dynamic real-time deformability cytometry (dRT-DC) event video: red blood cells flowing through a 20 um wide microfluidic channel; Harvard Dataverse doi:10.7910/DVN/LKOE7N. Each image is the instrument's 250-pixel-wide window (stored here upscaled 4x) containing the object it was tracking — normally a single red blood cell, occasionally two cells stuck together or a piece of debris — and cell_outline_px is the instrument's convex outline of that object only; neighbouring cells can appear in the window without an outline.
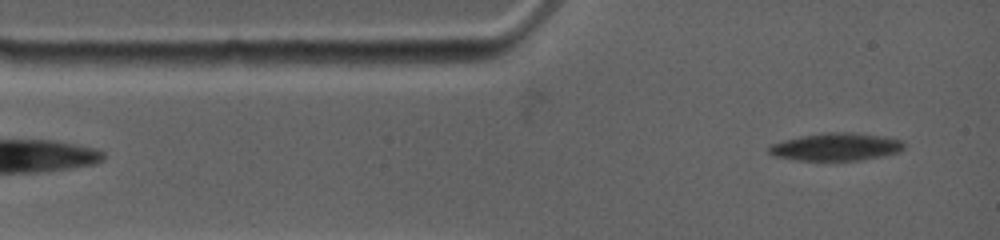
{"species": "common noctule bat (a hibernating species)", "species_latin": "Nyctalus noctula", "temperature_condition": "warm", "stored_images_in_passage": 14, "camera_frame_rate_fps": 4500, "um_per_image_px": 0.085, "animal": {"sex": "female", "body_mass_g": 19.0, "forearm_length_mm": 53.3}, "frame": {"image": 1, "passage_image": 2, "time_ms": 0.444, "image_size_px": [1000, 240], "cell_outline_px": [[904, 148], [900, 152], [860, 160], [796, 160], [772, 156], [768, 152], [768, 144], [800, 136], [824, 132], [856, 132], [888, 136], [900, 140], [904, 144]], "centroid_in_image_um": [71.04, 12.47], "position_along_channel_um": 14.0, "area_um2": 22.08}}
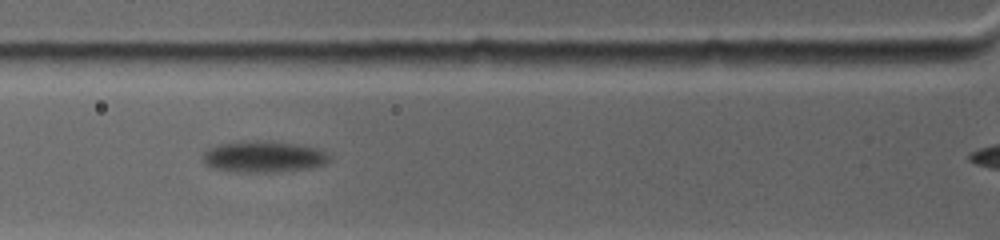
{"frame": {"image": 2, "passage_image": 10, "time_ms": 4.0, "image_size_px": [1000, 240], "cell_outline_px": [[332, 160], [324, 164], [312, 168], [276, 172], [232, 172], [212, 168], [204, 164], [204, 152], [208, 148], [216, 144], [240, 140], [272, 140], [296, 144], [316, 148], [328, 152], [332, 156]], "centroid_in_image_um": [22.41, 13.31], "position_along_channel_um": 103.4, "area_um2": 23.87}}
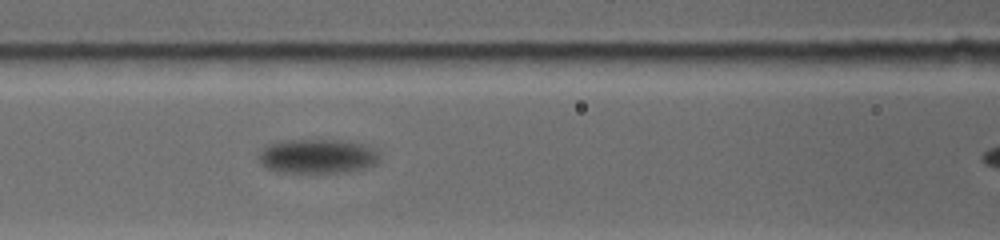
{"frame": {"image": 3, "passage_image": 13, "time_ms": 5.111, "image_size_px": [1000, 240], "cell_outline_px": [[380, 160], [376, 164], [364, 168], [344, 172], [276, 172], [264, 168], [260, 164], [260, 152], [268, 144], [280, 140], [352, 140], [372, 148], [380, 156]], "centroid_in_image_um": [26.97, 13.27], "position_along_channel_um": 139.6, "area_um2": 24.39}}